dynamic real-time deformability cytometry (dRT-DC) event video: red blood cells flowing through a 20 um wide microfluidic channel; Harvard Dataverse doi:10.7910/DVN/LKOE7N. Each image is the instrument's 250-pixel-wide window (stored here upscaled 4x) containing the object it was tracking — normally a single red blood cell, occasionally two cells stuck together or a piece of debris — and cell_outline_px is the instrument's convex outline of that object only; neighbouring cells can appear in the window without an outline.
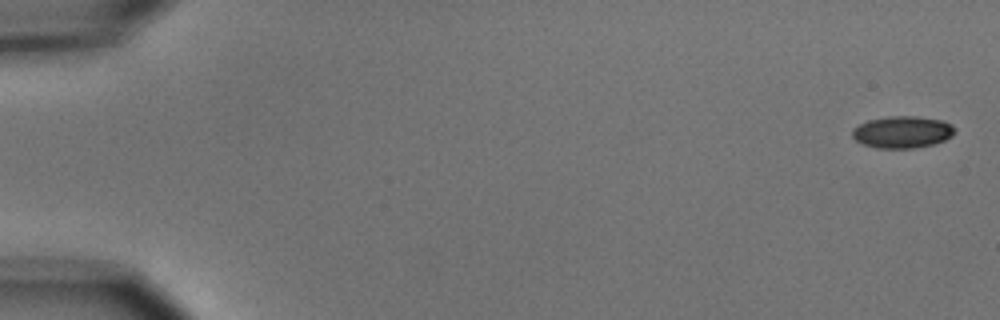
{"species": "common noctule bat (a hibernating species)", "species_latin": "Nyctalus noctula", "temperature_condition": "cold", "stored_images_in_passage": 11, "camera_frame_rate_fps": 3000, "um_per_image_px": 0.085, "animal": {"sex": "male", "body_mass_g": 15.6}, "frame": {"image": 1, "passage_image": 1, "time_ms": 0.0, "image_size_px": [1000, 320], "cell_outline_px": [[956, 132], [952, 136], [936, 144], [912, 148], [876, 148], [864, 144], [856, 140], [852, 136], [852, 128], [868, 120], [888, 116], [916, 116], [944, 120], [952, 124], [956, 128]], "centroid_in_image_um": [76.74, 11.22], "position_along_channel_um": 8.3, "area_um2": 19.31}}
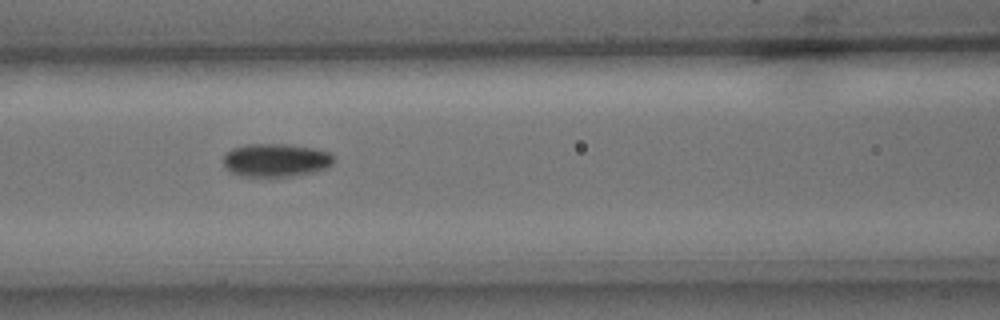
{"frame": {"image": 2, "passage_image": 7, "time_ms": 7.667, "image_size_px": [1000, 320], "cell_outline_px": [[336, 160], [328, 168], [312, 172], [292, 176], [244, 176], [232, 172], [224, 168], [224, 156], [232, 148], [248, 144], [284, 144], [312, 148], [332, 152]], "centroid_in_image_um": [23.49, 13.61], "position_along_channel_um": 143.1, "area_um2": 21.39}}
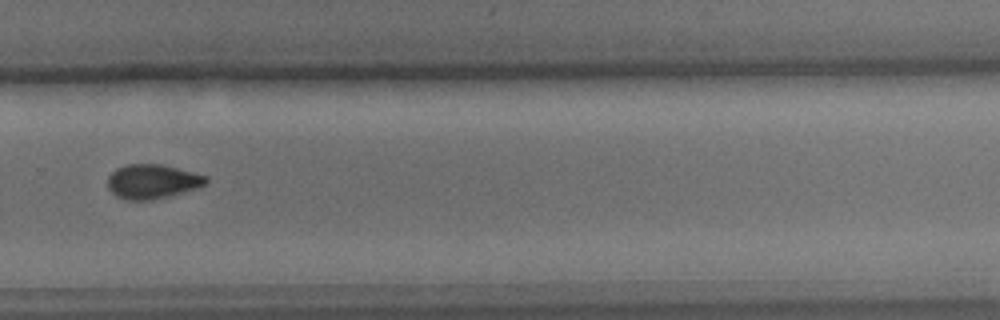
{"frame": {"image": 3, "passage_image": 11, "time_ms": 12.333, "image_size_px": [1000, 320], "cell_outline_px": [[208, 180], [204, 184], [196, 188], [168, 196], [152, 200], [128, 200], [116, 196], [108, 188], [108, 176], [116, 168], [128, 164], [160, 164], [208, 176]], "centroid_in_image_um": [12.92, 15.42], "position_along_channel_um": 316.9, "area_um2": 19.48}}